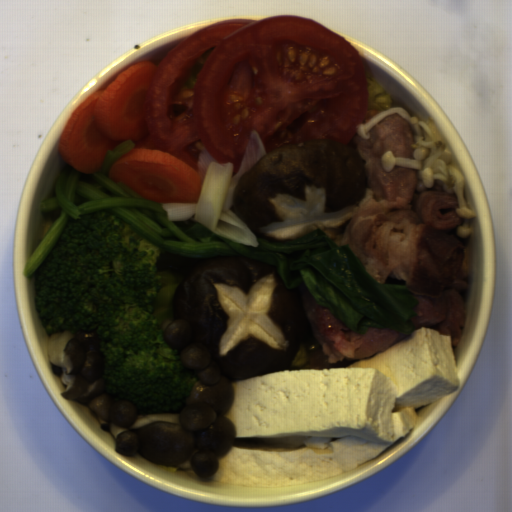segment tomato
<instances>
[{
	"label": "tomato",
	"mask_w": 512,
	"mask_h": 512,
	"mask_svg": "<svg viewBox=\"0 0 512 512\" xmlns=\"http://www.w3.org/2000/svg\"><path fill=\"white\" fill-rule=\"evenodd\" d=\"M368 71L346 39L305 17L208 24L158 64L144 93L145 142L177 154L200 140L237 174L252 129L267 154L310 139L354 140L369 109Z\"/></svg>",
	"instance_id": "1"
}]
</instances>
